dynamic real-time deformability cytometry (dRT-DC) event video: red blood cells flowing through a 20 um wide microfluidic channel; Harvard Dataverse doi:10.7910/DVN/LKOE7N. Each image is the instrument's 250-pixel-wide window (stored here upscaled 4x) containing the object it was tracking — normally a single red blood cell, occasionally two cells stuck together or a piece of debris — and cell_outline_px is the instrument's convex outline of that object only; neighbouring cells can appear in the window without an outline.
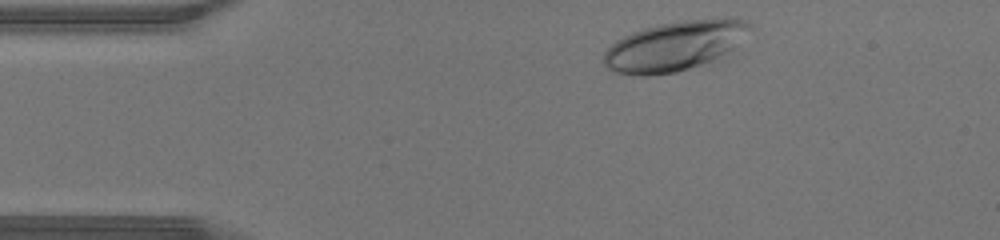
{"species": "human", "species_latin": "Homo sapiens", "temperature_condition": "warm", "stored_images_in_passage": 32, "camera_frame_rate_fps": 3000, "um_per_image_px": 0.085, "donor": {"sex": "male"}, "frame": {"image": 1, "passage_image": 2, "time_ms": 0.333, "image_size_px": [1000, 240], "cell_outline_px": [[752, 24], [732, 48], [728, 52], [704, 64], [676, 72], [648, 76], [640, 76], [612, 72], [604, 64], [604, 52], [616, 40], [632, 32], [644, 28], [660, 24], [680, 20], [744, 20]], "centroid_in_image_um": [57.23, 3.95], "position_along_channel_um": 27.8, "area_um2": 41.27}}
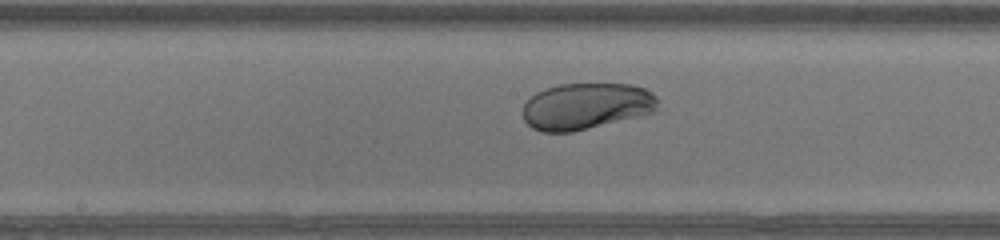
{"frame": {"image": 2, "passage_image": 17, "time_ms": 5.333, "image_size_px": [1000, 240], "cell_outline_px": [[660, 100], [656, 108], [652, 112], [572, 132], [544, 132], [532, 128], [524, 120], [524, 104], [536, 92], [544, 88], [560, 84], [632, 84], [648, 88]], "centroid_in_image_um": [49.83, 9.0], "position_along_channel_um": 198.4, "area_um2": 36.41}}
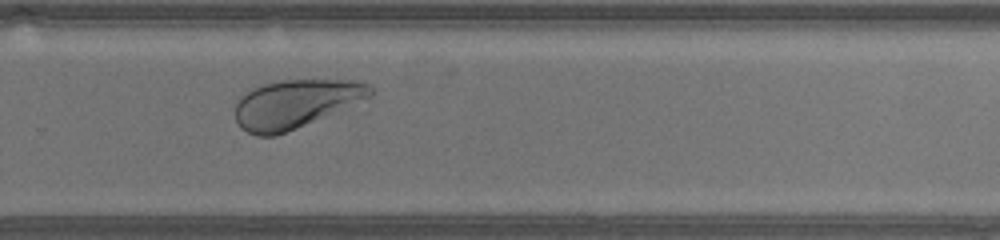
{"frame": {"image": 3, "passage_image": 24, "time_ms": 7.667, "image_size_px": [1000, 240], "cell_outline_px": [[372, 96], [276, 136], [256, 136], [240, 128], [236, 120], [236, 96], [252, 88], [264, 84], [280, 80], [352, 80], [368, 84], [372, 88]], "centroid_in_image_um": [25.04, 8.81], "position_along_channel_um": 304.8, "area_um2": 37.8}}